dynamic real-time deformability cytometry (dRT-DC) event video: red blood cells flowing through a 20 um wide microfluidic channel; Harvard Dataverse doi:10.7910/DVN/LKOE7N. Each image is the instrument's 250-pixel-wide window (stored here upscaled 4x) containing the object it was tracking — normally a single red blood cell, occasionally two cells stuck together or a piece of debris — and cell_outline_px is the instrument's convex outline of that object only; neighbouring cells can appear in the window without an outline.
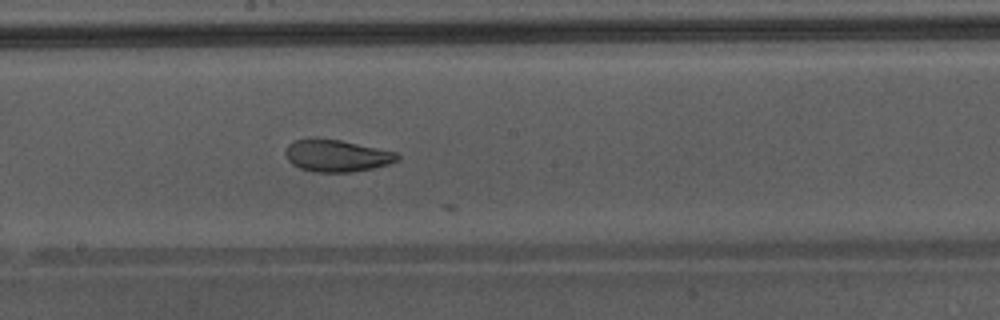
{"species": "Egyptian fruit bat (a non-hibernating species)", "species_latin": "Rousettus aegyptiacus", "temperature_condition": "warm", "stored_images_in_passage": 23, "camera_frame_rate_fps": 3000, "um_per_image_px": 0.085, "animal": {"sex": "male"}, "frame": {"image": 1, "passage_image": 22, "time_ms": 7.0, "image_size_px": [1000, 320], "cell_outline_px": [[400, 160], [388, 164], [372, 168], [348, 172], [316, 172], [300, 168], [292, 164], [288, 160], [284, 152], [288, 144], [296, 140], [340, 140], [396, 152], [400, 156]], "centroid_in_image_um": [28.64, 13.26], "position_along_channel_um": 219.6, "area_um2": 20.4}}